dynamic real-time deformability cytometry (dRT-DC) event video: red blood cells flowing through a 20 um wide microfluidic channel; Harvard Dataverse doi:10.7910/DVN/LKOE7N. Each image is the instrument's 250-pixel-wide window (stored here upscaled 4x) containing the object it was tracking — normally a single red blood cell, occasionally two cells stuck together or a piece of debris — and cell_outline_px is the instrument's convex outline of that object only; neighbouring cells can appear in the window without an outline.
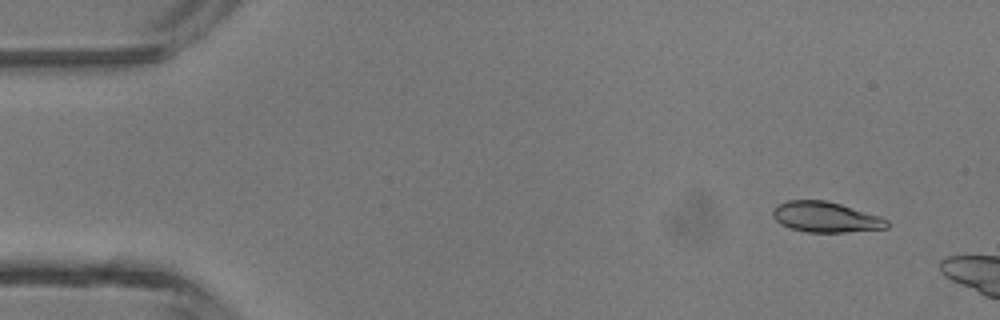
{"species": "common noctule bat (a hibernating species)", "species_latin": "Nyctalus noctula", "temperature_condition": "room temperature", "stored_images_in_passage": 3, "camera_frame_rate_fps": 3000, "um_per_image_px": 0.085, "animal": {"sex": "male", "body_mass_g": 13.3}, "frame": {"image": 1, "passage_image": 1, "time_ms": 0.0, "image_size_px": [1000, 320], "cell_outline_px": [[888, 228], [844, 232], [808, 232], [792, 228], [780, 224], [772, 216], [772, 212], [776, 204], [788, 200], [824, 200], [840, 204], [880, 216], [888, 220]], "centroid_in_image_um": [70.16, 18.44], "position_along_channel_um": 14.8, "area_um2": 20.17}}